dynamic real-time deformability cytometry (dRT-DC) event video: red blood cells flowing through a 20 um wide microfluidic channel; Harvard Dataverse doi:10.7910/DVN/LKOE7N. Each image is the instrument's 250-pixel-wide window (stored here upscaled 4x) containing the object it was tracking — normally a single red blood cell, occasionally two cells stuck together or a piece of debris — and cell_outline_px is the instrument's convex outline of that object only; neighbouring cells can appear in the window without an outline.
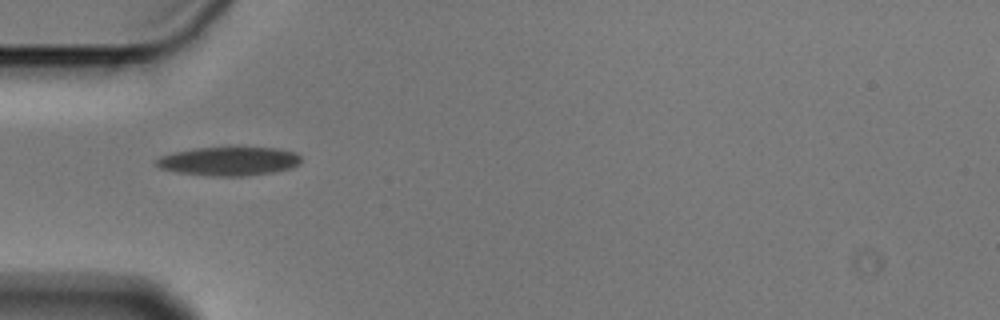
{"species": "Egyptian fruit bat (a non-hibernating species)", "species_latin": "Rousettus aegyptiacus", "temperature_condition": "cold", "stored_images_in_passage": 4, "camera_frame_rate_fps": 3000, "um_per_image_px": 0.085, "animal": {"sex": "male"}, "frame": {"image": 1, "passage_image": 1, "time_ms": 0.0, "image_size_px": [1000, 320], "cell_outline_px": [[300, 164], [292, 168], [272, 172], [244, 176], [208, 176], [176, 172], [160, 168], [156, 164], [156, 160], [160, 156], [176, 152], [196, 148], [276, 148], [296, 152], [300, 156]], "centroid_in_image_um": [19.47, 13.71], "position_along_channel_um": 65.5, "area_um2": 24.1}}
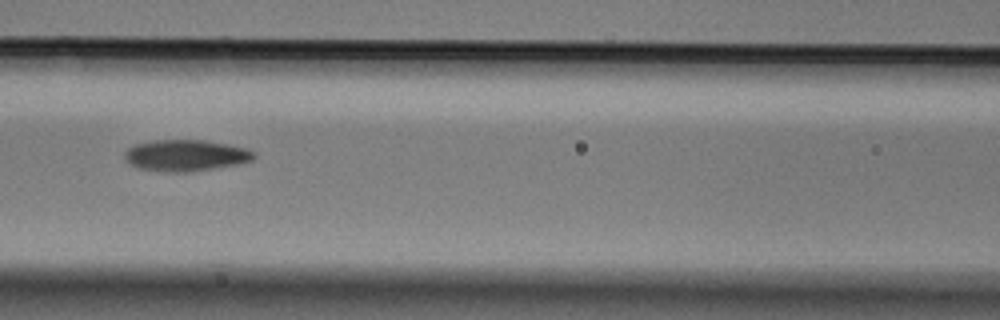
{"frame": {"image": 2, "passage_image": 3, "time_ms": 0.667, "image_size_px": [1000, 320], "cell_outline_px": [[256, 156], [252, 160], [236, 164], [188, 172], [168, 172], [136, 168], [124, 160], [124, 152], [128, 148], [136, 144], [152, 140], [204, 140], [228, 144], [248, 148], [256, 152]], "centroid_in_image_um": [15.77, 13.2], "position_along_channel_um": 150.8, "area_um2": 23.76}}
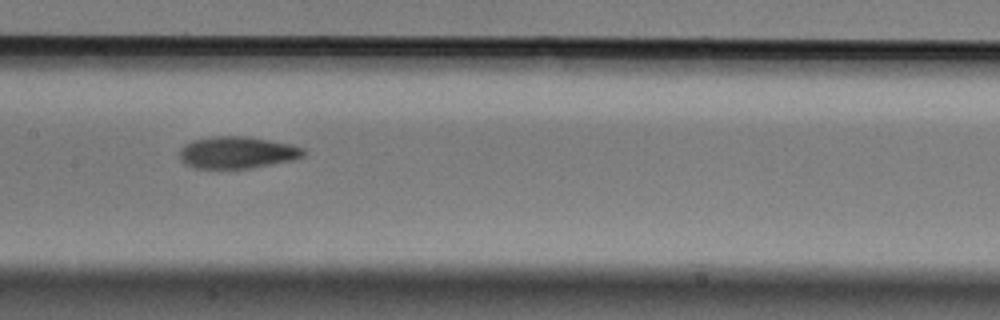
{"frame": {"image": 3, "passage_image": 4, "time_ms": 1.0, "image_size_px": [1000, 320], "cell_outline_px": [[304, 156], [292, 160], [252, 168], [192, 168], [184, 164], [176, 156], [180, 148], [184, 144], [192, 140], [212, 136], [244, 136], [292, 144], [304, 148]], "centroid_in_image_um": [20.09, 12.96], "position_along_channel_um": 187.3, "area_um2": 23.35}}